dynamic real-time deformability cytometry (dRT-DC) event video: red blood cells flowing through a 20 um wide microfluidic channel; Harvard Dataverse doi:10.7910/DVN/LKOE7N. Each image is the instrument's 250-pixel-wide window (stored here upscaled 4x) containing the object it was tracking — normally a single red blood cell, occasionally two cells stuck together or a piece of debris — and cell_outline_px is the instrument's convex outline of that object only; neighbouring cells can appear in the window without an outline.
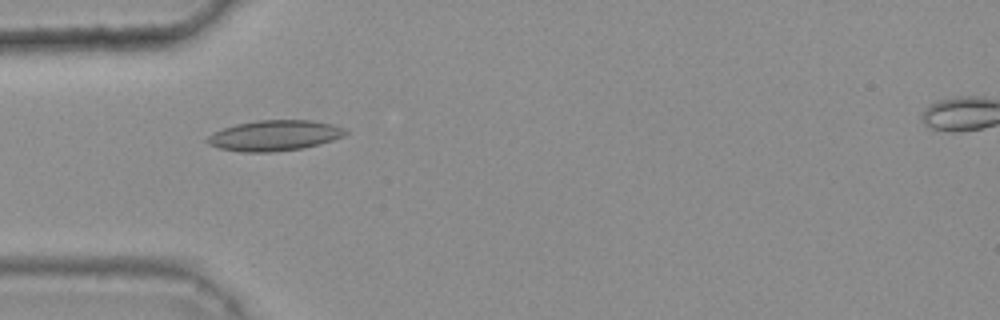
{"species": "common noctule bat (a hibernating species)", "species_latin": "Nyctalus noctula", "temperature_condition": "warm", "stored_images_in_passage": 48, "camera_frame_rate_fps": 3000, "um_per_image_px": 0.085, "animal": {"sex": "female", "body_mass_g": 25.1}, "frame": {"image": 1, "passage_image": 16, "time_ms": 5.0, "image_size_px": [1000, 320], "cell_outline_px": [[348, 132], [344, 136], [320, 144], [304, 148], [272, 152], [240, 152], [220, 148], [208, 144], [204, 140], [212, 132], [236, 124], [256, 120], [312, 120], [332, 124], [344, 128]], "centroid_in_image_um": [23.32, 11.52], "position_along_channel_um": 61.7, "area_um2": 24.74}}
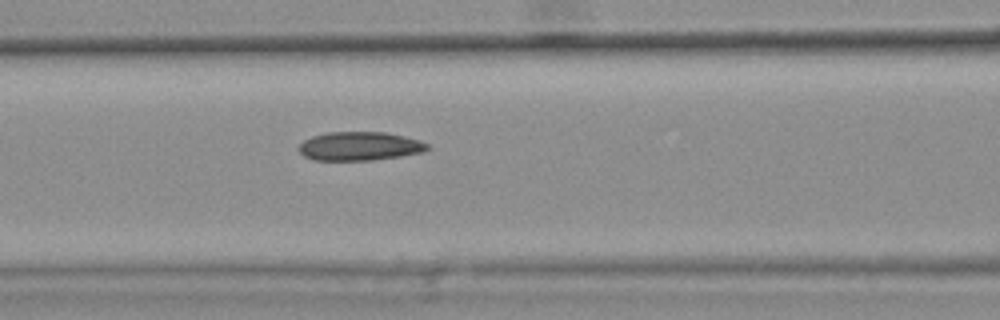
{"frame": {"image": 2, "passage_image": 22, "time_ms": 7.0, "image_size_px": [1000, 320], "cell_outline_px": [[432, 148], [424, 152], [400, 156], [372, 160], [312, 160], [304, 156], [296, 148], [304, 140], [312, 136], [328, 132], [388, 132], [420, 140], [428, 144]], "centroid_in_image_um": [30.58, 12.42], "position_along_channel_um": 136.0, "area_um2": 21.73}}
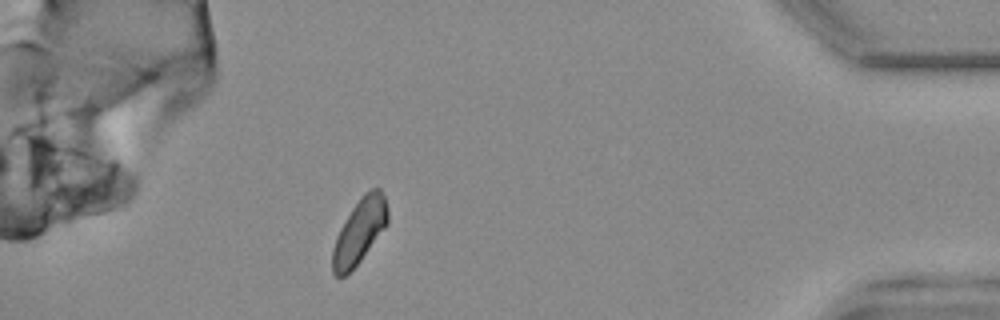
{"frame": {"image": 3, "passage_image": 47, "time_ms": 15.333, "image_size_px": [1000, 320], "cell_outline_px": [[388, 224], [360, 260], [344, 276], [336, 276], [332, 272], [332, 248], [336, 236], [340, 228], [352, 208], [364, 192], [372, 188], [380, 188], [384, 196], [388, 212]], "centroid_in_image_um": [30.55, 19.64], "position_along_channel_um": 404.6, "area_um2": 20.58}}